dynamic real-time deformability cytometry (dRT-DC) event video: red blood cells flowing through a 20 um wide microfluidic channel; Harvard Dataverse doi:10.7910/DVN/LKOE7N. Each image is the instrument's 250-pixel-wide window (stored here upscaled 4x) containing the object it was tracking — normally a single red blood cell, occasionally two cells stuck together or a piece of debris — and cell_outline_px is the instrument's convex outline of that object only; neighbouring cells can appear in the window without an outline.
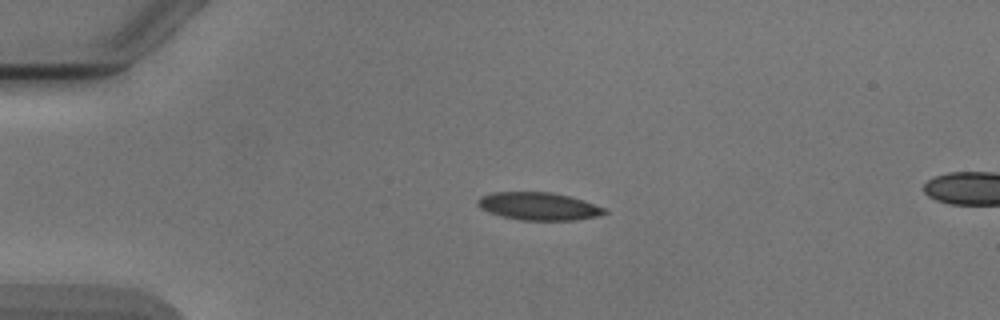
{"species": "Egyptian fruit bat (a non-hibernating species)", "species_latin": "Rousettus aegyptiacus", "temperature_condition": "cold", "stored_images_in_passage": 4, "camera_frame_rate_fps": 3000, "um_per_image_px": 0.085, "animal": {"sex": "male"}, "frame": {"image": 1, "passage_image": 3, "time_ms": 3.333, "image_size_px": [1000, 320], "cell_outline_px": [[608, 212], [596, 216], [576, 220], [520, 220], [500, 216], [488, 212], [480, 208], [476, 204], [476, 200], [480, 196], [492, 192], [552, 192], [584, 200], [604, 208]], "centroid_in_image_um": [45.73, 17.53], "position_along_channel_um": 39.3, "area_um2": 20.58}}